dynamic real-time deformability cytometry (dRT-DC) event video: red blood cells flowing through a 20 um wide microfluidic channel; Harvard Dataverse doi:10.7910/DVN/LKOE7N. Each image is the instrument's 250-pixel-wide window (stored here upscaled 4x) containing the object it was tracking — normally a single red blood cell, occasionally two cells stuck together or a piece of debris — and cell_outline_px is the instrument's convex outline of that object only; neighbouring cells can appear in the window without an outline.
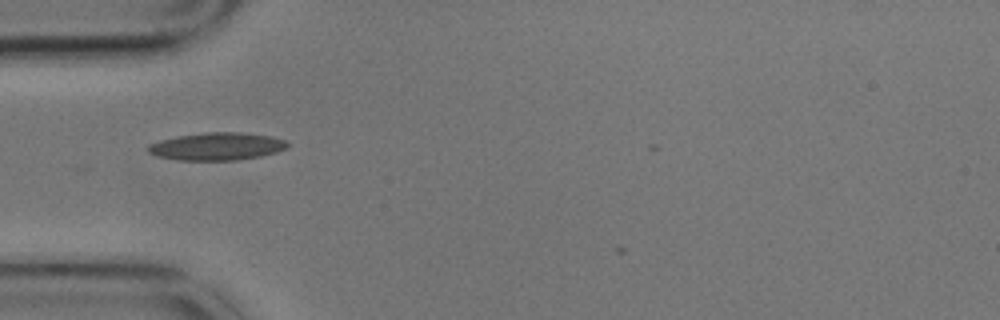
{"species": "common noctule bat (a hibernating species)", "species_latin": "Nyctalus noctula", "temperature_condition": "cold", "stored_images_in_passage": 2, "camera_frame_rate_fps": 3000, "um_per_image_px": 0.085, "animal": {"sex": "male", "body_mass_g": 17.9}, "frame": {"image": 1, "passage_image": 1, "time_ms": 0.0, "image_size_px": [1000, 320], "cell_outline_px": [[288, 144], [284, 148], [276, 152], [260, 156], [236, 160], [180, 160], [156, 156], [148, 152], [148, 144], [160, 140], [180, 136], [204, 132], [240, 132], [272, 136], [284, 140]], "centroid_in_image_um": [18.41, 12.44], "position_along_channel_um": 66.6, "area_um2": 22.25}}